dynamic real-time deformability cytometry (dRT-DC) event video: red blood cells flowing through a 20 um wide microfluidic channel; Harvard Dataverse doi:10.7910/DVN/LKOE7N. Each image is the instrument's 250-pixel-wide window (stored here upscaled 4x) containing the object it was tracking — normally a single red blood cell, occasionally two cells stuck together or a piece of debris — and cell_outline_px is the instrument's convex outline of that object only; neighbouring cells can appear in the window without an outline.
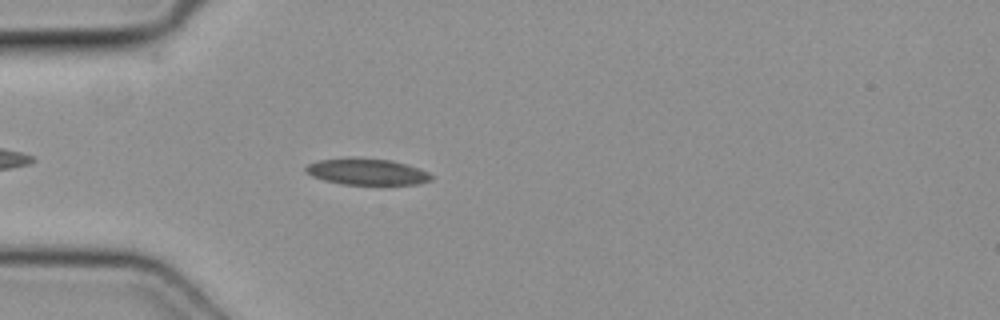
{"species": "common noctule bat (a hibernating species)", "species_latin": "Nyctalus noctula", "temperature_condition": "cold", "stored_images_in_passage": 41, "camera_frame_rate_fps": 3000, "um_per_image_px": 0.085, "animal": {"sex": "female", "body_mass_g": 19.3, "forearm_length_mm": 54.1}, "frame": {"image": 1, "passage_image": 5, "time_ms": 1.333, "image_size_px": [1000, 320], "cell_outline_px": [[432, 180], [420, 184], [340, 184], [324, 180], [312, 176], [304, 172], [304, 168], [308, 164], [316, 160], [348, 156], [356, 156], [392, 160], [428, 172], [432, 176]], "centroid_in_image_um": [31.1, 14.57], "position_along_channel_um": 53.9, "area_um2": 19.65}}
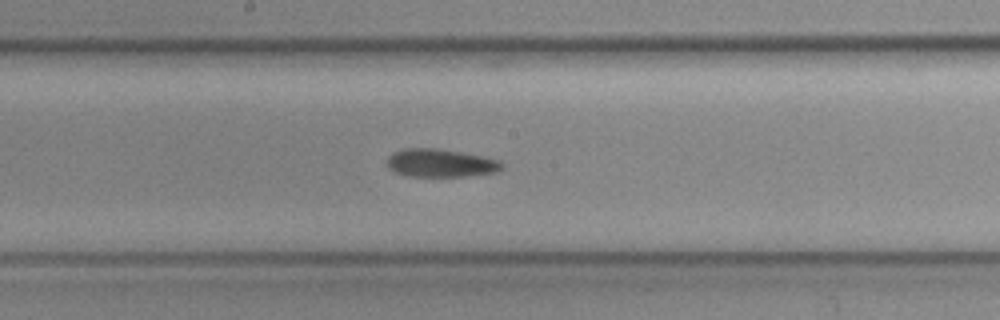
{"frame": {"image": 2, "passage_image": 17, "time_ms": 5.333, "image_size_px": [1000, 320], "cell_outline_px": [[504, 168], [496, 172], [464, 176], [408, 176], [396, 172], [388, 168], [388, 156], [392, 152], [404, 148], [436, 148], [484, 156], [500, 160], [504, 164]], "centroid_in_image_um": [37.46, 13.85], "position_along_channel_um": 210.7, "area_um2": 18.84}}
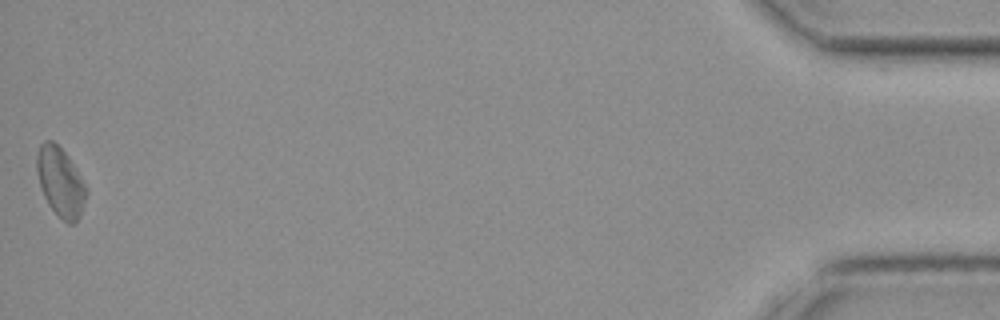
{"frame": {"image": 3, "passage_image": 40, "time_ms": 13.0, "image_size_px": [1000, 320], "cell_outline_px": [[88, 192], [80, 216], [72, 224], [68, 224], [48, 204], [44, 196], [40, 184], [36, 168], [36, 156], [40, 144], [44, 140], [52, 140], [68, 156], [84, 184]], "centroid_in_image_um": [5.12, 15.45], "position_along_channel_um": 430.1, "area_um2": 19.54}}